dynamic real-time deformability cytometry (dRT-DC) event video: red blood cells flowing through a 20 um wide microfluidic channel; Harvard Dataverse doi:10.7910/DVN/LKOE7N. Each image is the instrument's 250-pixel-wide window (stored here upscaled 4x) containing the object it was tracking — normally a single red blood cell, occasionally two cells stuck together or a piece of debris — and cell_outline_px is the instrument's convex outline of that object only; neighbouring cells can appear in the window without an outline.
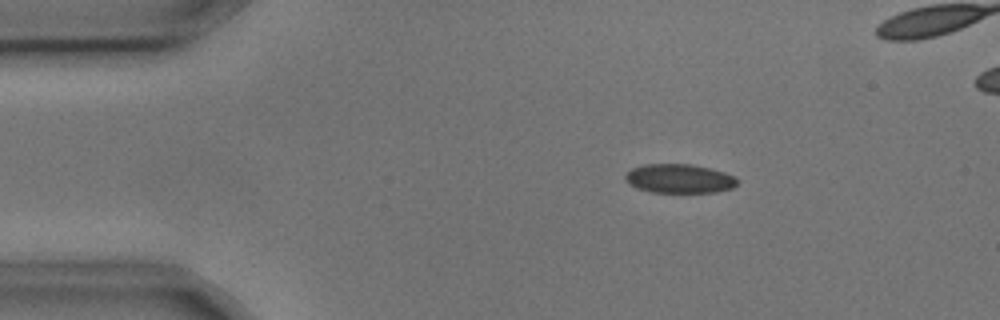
{"species": "common noctule bat (a hibernating species)", "species_latin": "Nyctalus noctula", "temperature_condition": "cold", "stored_images_in_passage": 4, "camera_frame_rate_fps": 3000, "um_per_image_px": 0.085, "animal": {"sex": "male", "body_mass_g": 17.9, "forearm_length_mm": 54.2}, "frame": {"image": 1, "passage_image": 2, "time_ms": 0.333, "image_size_px": [1000, 320], "cell_outline_px": [[740, 180], [732, 188], [716, 192], [652, 192], [636, 188], [628, 184], [624, 176], [632, 168], [644, 164], [692, 164], [724, 172], [736, 176]], "centroid_in_image_um": [57.75, 15.18], "position_along_channel_um": 27.3, "area_um2": 19.02}}